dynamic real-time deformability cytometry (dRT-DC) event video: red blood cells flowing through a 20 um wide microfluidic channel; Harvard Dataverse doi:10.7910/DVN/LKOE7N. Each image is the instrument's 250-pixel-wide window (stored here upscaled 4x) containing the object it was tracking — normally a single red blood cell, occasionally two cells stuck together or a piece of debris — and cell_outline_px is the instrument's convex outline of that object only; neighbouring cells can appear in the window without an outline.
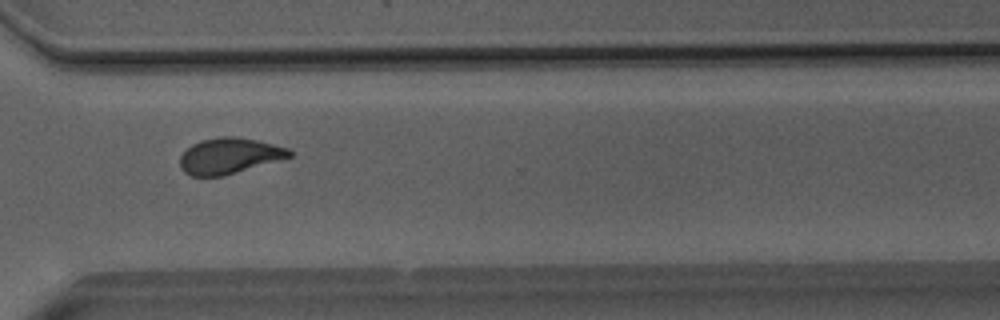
{"species": "Egyptian fruit bat (a non-hibernating species)", "species_latin": "Rousettus aegyptiacus", "temperature_condition": "room temperature", "stored_images_in_passage": 45, "camera_frame_rate_fps": 3000, "um_per_image_px": 0.085, "animal": {"sex": "male"}, "frame": {"image": 1, "passage_image": 32, "time_ms": 10.333, "image_size_px": [1000, 320], "cell_outline_px": [[292, 156], [280, 160], [224, 176], [192, 176], [184, 172], [180, 168], [180, 156], [192, 144], [200, 140], [220, 136], [236, 136], [256, 140], [288, 148], [292, 152]], "centroid_in_image_um": [19.47, 13.25], "position_along_channel_um": 351.1, "area_um2": 22.89}}
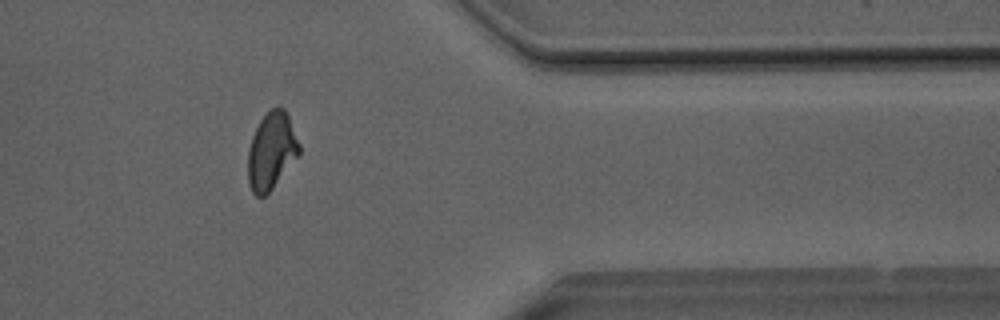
{"frame": {"image": 2, "passage_image": 36, "time_ms": 11.667, "image_size_px": [1000, 320], "cell_outline_px": [[300, 156], [272, 188], [264, 196], [256, 196], [252, 192], [248, 184], [248, 148], [252, 136], [260, 120], [272, 108], [284, 108], [288, 116], [300, 144]], "centroid_in_image_um": [23.08, 12.86], "position_along_channel_um": 388.3, "area_um2": 23.0}}
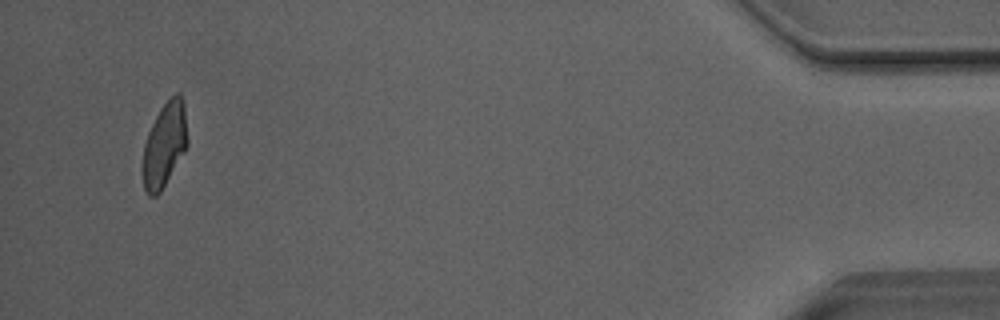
{"frame": {"image": 3, "passage_image": 43, "time_ms": 14.0, "image_size_px": [1000, 320], "cell_outline_px": [[188, 144], [184, 152], [160, 192], [156, 196], [148, 196], [144, 192], [140, 172], [140, 164], [144, 144], [148, 132], [160, 108], [176, 92], [180, 92], [184, 104], [188, 140]], "centroid_in_image_um": [13.94, 12.36], "position_along_channel_um": 421.3, "area_um2": 22.48}, "authors_computed_cell_mechanics": {"area_um2": 23.3512, "velocity_mm_per_s": 4.0509, "shape_relaxation_time_tau1_ms": 9.0195, "shape_relaxation_time_tau2_ms": 1.5589, "deformation_change_tau1": 0.2152, "deformation_change_tau2": 0.0766}}